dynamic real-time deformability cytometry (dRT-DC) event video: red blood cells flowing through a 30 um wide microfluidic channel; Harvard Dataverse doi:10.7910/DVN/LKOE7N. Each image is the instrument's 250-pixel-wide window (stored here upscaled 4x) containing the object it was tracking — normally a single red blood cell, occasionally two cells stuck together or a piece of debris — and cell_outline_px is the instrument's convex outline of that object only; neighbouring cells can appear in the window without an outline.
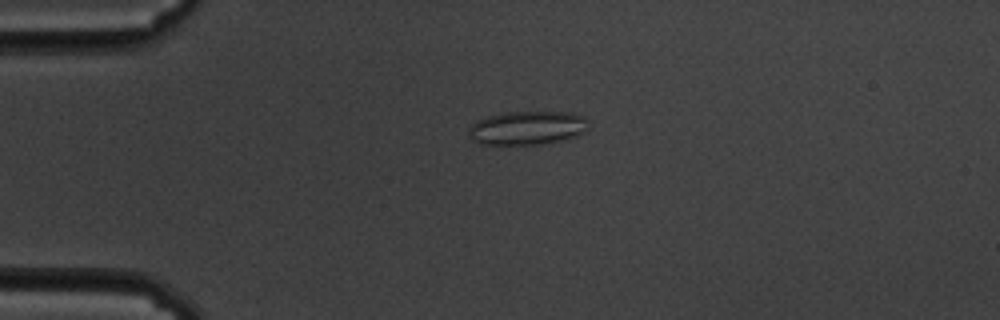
{"species": "common noctule bat (a hibernating species)", "species_latin": "Nyctalus noctula", "temperature_condition": "cold", "stored_images_in_passage": 52, "camera_frame_rate_fps": 3000, "um_per_image_px": 0.085, "animal": {"sex": "male", "body_mass_g": 19.5, "forearm_length_mm": 54.6}, "frame": {"image": 1, "passage_image": 8, "time_ms": 2.333, "image_size_px": [1000, 320], "cell_outline_px": [[588, 132], [568, 140], [540, 144], [480, 144], [472, 140], [468, 136], [468, 128], [476, 120], [488, 116], [508, 112], [572, 112], [584, 116], [588, 120]], "centroid_in_image_um": [44.87, 10.88], "position_along_channel_um": 40.1, "area_um2": 24.04}}
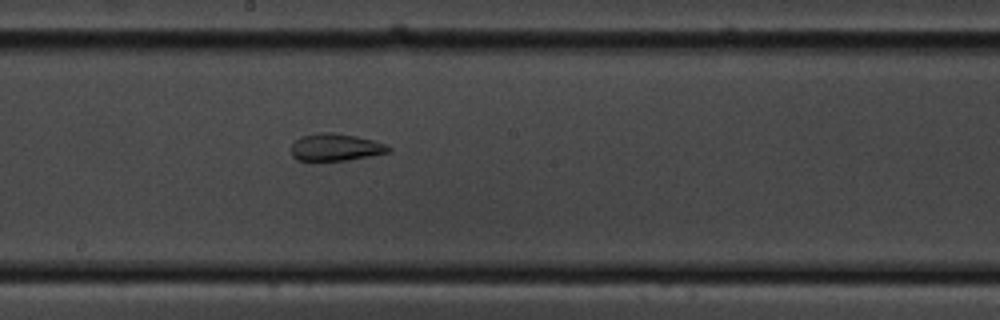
{"frame": {"image": 2, "passage_image": 26, "time_ms": 8.333, "image_size_px": [1000, 320], "cell_outline_px": [[392, 148], [388, 152], [348, 160], [296, 160], [292, 156], [292, 144], [300, 136], [324, 132], [332, 132], [356, 136], [372, 140], [384, 144]], "centroid_in_image_um": [28.5, 12.51], "position_along_channel_um": 219.7, "area_um2": 15.2}}
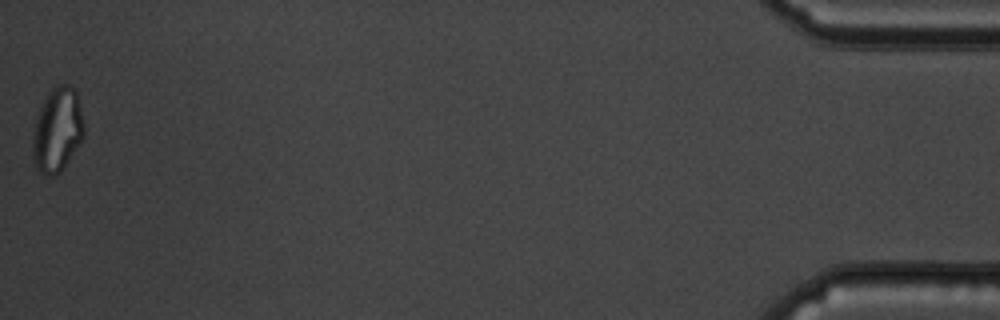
{"frame": {"image": 3, "passage_image": 52, "time_ms": 17.0, "image_size_px": [1000, 320], "cell_outline_px": [[84, 136], [60, 172], [56, 176], [44, 176], [36, 168], [32, 156], [32, 136], [36, 116], [48, 92], [52, 88], [60, 84], [68, 84], [76, 92], [84, 124]], "centroid_in_image_um": [4.84, 11.07], "position_along_channel_um": 430.4, "area_um2": 25.2}, "authors_computed_cell_mechanics": {"area_um2": 20.6057, "velocity_mm_per_s": 3.4824, "shape_relaxation_time_tau1_ms": null, "shape_relaxation_time_tau2_ms": 2.0027, "deformation_change_tau1": null, "deformation_change_tau2": 0.0774}}